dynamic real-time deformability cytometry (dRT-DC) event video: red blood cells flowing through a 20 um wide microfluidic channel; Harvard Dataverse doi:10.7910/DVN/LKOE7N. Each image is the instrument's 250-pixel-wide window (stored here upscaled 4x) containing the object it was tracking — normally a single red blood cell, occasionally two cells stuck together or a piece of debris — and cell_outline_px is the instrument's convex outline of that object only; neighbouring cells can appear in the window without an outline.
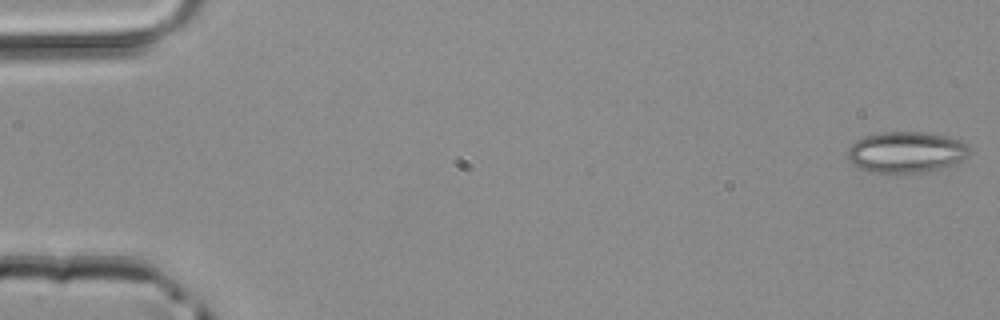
{"species": "common noctule bat (a hibernating species)", "species_latin": "Nyctalus noctula", "temperature_condition": "room temperature", "stored_images_in_passage": 48, "camera_frame_rate_fps": 3000, "um_per_image_px": 0.085, "animal": {"sex": "male", "body_mass_g": 20.4}, "frame": {"image": 1, "passage_image": 1, "time_ms": 0.0, "image_size_px": [1000, 320], "cell_outline_px": [[972, 152], [968, 156], [956, 164], [920, 172], [872, 172], [860, 168], [852, 164], [848, 160], [848, 148], [856, 140], [864, 136], [884, 132], [924, 132], [944, 136], [960, 140], [968, 144]], "centroid_in_image_um": [77.04, 12.92], "position_along_channel_um": 8.0, "area_um2": 29.07}}
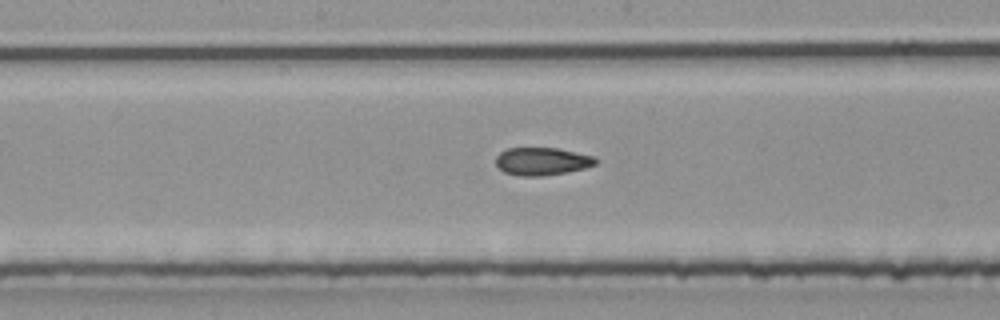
{"frame": {"image": 2, "passage_image": 25, "time_ms": 8.0, "image_size_px": [1000, 320], "cell_outline_px": [[600, 160], [596, 164], [584, 168], [568, 172], [540, 176], [520, 176], [504, 172], [496, 164], [496, 156], [500, 152], [508, 148], [560, 148], [596, 156]], "centroid_in_image_um": [46.12, 13.7], "position_along_channel_um": 202.1, "area_um2": 16.36}}
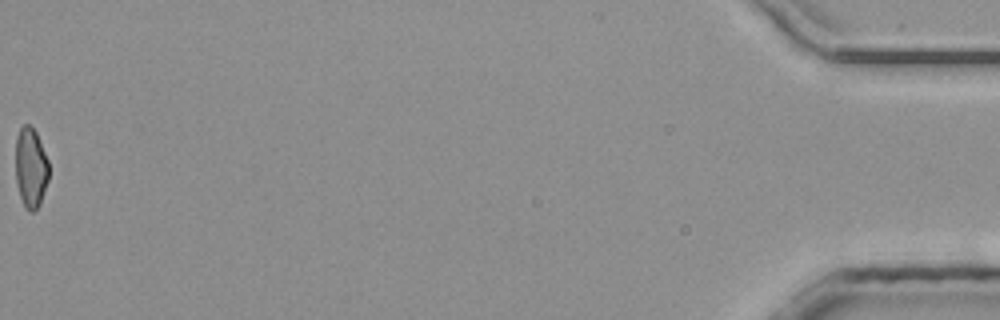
{"frame": {"image": 3, "passage_image": 48, "time_ms": 15.667, "image_size_px": [1000, 320], "cell_outline_px": [[48, 180], [40, 204], [32, 212], [28, 212], [24, 208], [20, 196], [16, 180], [16, 136], [20, 128], [24, 124], [28, 124], [36, 132], [48, 160]], "centroid_in_image_um": [2.61, 14.27], "position_along_channel_um": 432.6, "area_um2": 15.49}}